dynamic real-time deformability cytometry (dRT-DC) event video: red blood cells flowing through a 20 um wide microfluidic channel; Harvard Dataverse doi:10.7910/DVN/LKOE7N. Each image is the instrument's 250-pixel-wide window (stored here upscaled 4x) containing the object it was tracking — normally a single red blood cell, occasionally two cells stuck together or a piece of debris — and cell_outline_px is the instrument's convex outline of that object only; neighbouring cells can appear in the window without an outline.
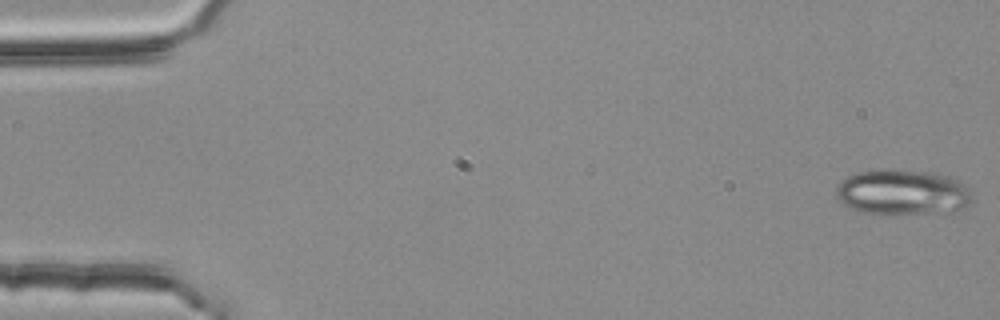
{"species": "common noctule bat (a hibernating species)", "species_latin": "Nyctalus noctula", "temperature_condition": "room temperature", "stored_images_in_passage": 4, "camera_frame_rate_fps": 3000, "um_per_image_px": 0.085, "animal": {"sex": "female", "body_mass_g": 25.1}, "frame": {"image": 1, "passage_image": 1, "time_ms": 0.0, "image_size_px": [1000, 320], "cell_outline_px": [[972, 200], [968, 204], [960, 208], [936, 212], [884, 216], [864, 212], [848, 208], [836, 200], [836, 184], [840, 180], [856, 172], [936, 172], [956, 180], [968, 188], [972, 192]], "centroid_in_image_um": [76.63, 16.4], "position_along_channel_um": 8.4, "area_um2": 35.55}}